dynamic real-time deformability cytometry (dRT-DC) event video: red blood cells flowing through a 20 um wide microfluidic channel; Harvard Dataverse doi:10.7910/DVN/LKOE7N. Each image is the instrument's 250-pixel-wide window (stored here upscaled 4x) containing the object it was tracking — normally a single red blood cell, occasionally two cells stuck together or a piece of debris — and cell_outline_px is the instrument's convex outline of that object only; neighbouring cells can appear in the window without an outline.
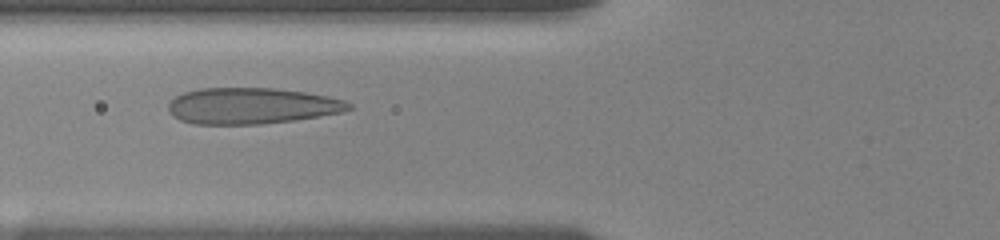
{"species": "human", "species_latin": "Homo sapiens", "temperature_condition": "room temperature", "stored_images_in_passage": 50, "camera_frame_rate_fps": 3000, "um_per_image_px": 0.085, "donor": {"sex": "female"}, "frame": {"image": 1, "passage_image": 16, "time_ms": 5.0, "image_size_px": [1000, 240], "cell_outline_px": [[352, 108], [340, 112], [296, 120], [260, 124], [192, 124], [180, 120], [172, 116], [168, 112], [168, 104], [176, 96], [184, 92], [200, 88], [272, 88], [304, 92], [328, 96], [344, 100], [352, 104]], "centroid_in_image_um": [21.35, 9.0], "position_along_channel_um": 104.4, "area_um2": 38.03}}
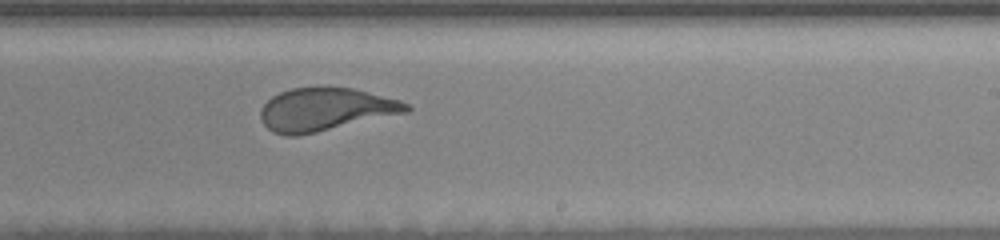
{"frame": {"image": 2, "passage_image": 29, "time_ms": 9.333, "image_size_px": [1000, 240], "cell_outline_px": [[412, 108], [408, 112], [316, 132], [296, 136], [284, 136], [272, 132], [260, 120], [260, 108], [272, 96], [280, 92], [292, 88], [320, 84], [352, 88], [400, 100], [408, 104]], "centroid_in_image_um": [27.62, 9.27], "position_along_channel_um": 261.4, "area_um2": 37.05}}
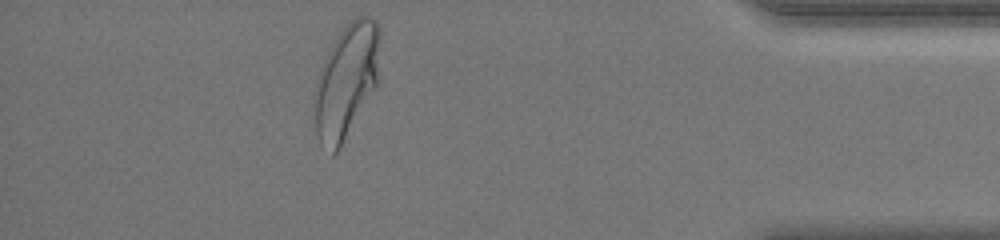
{"frame": {"image": 3, "passage_image": 44, "time_ms": 14.333, "image_size_px": [1000, 240], "cell_outline_px": [[380, 88], [340, 148], [332, 156], [320, 144], [316, 136], [312, 96], [316, 80], [320, 68], [332, 44], [344, 24], [348, 20], [356, 16], [372, 16], [380, 24]], "centroid_in_image_um": [29.49, 6.92], "position_along_channel_um": 405.7, "area_um2": 46.12}, "authors_computed_cell_mechanics": {"area_um2": 38.6393, "velocity_mm_per_s": 3.6196, "shape_relaxation_time_tau1_ms": 4.2073, "shape_relaxation_time_tau2_ms": null, "deformation_change_tau1": 0.1755, "deformation_change_tau2": null}}